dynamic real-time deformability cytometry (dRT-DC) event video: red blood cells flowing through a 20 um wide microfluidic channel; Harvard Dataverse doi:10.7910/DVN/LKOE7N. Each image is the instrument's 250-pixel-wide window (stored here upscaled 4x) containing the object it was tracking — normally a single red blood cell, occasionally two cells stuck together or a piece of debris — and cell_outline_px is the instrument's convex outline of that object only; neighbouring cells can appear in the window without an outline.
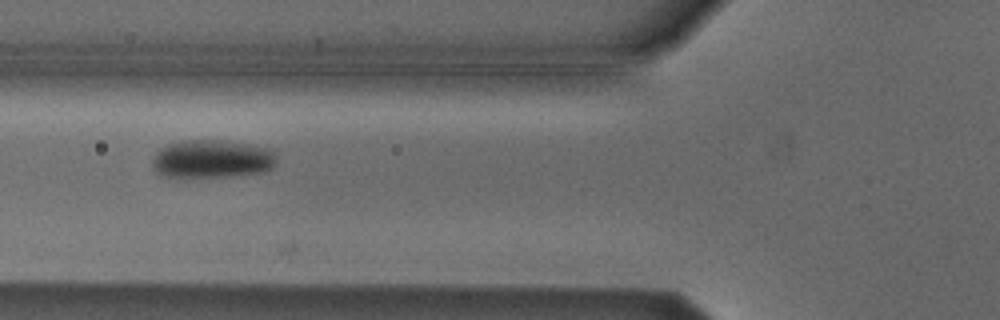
{"species": "Egyptian fruit bat (a non-hibernating species)", "species_latin": "Rousettus aegyptiacus", "temperature_condition": "cold", "stored_images_in_passage": 4, "camera_frame_rate_fps": 3000, "um_per_image_px": 0.085, "animal": {"sex": "male"}, "frame": {"image": 1, "passage_image": 2, "time_ms": 0.333, "image_size_px": [1000, 320], "cell_outline_px": [[276, 164], [272, 168], [260, 172], [220, 176], [160, 176], [152, 168], [152, 160], [156, 152], [160, 148], [168, 144], [184, 140], [220, 140], [248, 144], [272, 148], [276, 156]], "centroid_in_image_um": [18.01, 13.49], "position_along_channel_um": 107.8, "area_um2": 27.51}}
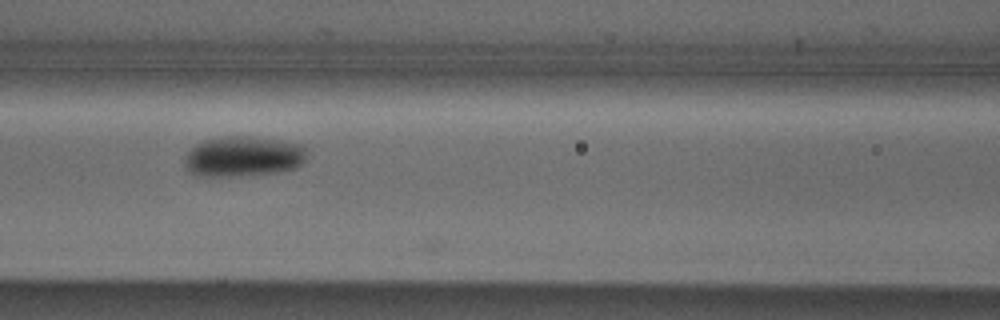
{"frame": {"image": 2, "passage_image": 3, "time_ms": 0.667, "image_size_px": [1000, 320], "cell_outline_px": [[308, 148], [304, 160], [296, 168], [276, 172], [228, 176], [196, 176], [188, 172], [184, 168], [184, 156], [196, 144], [204, 140], [224, 136], [252, 136], [300, 144]], "centroid_in_image_um": [20.63, 13.29], "position_along_channel_um": 146.0, "area_um2": 28.84}}
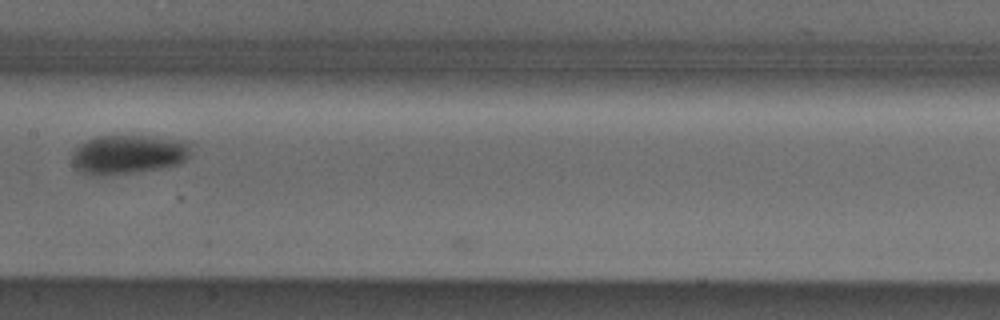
{"frame": {"image": 3, "passage_image": 4, "time_ms": 1.0, "image_size_px": [1000, 320], "cell_outline_px": [[192, 140], [188, 156], [180, 164], [160, 168], [100, 176], [84, 172], [76, 168], [72, 164], [72, 152], [80, 144], [96, 136], [152, 136]], "centroid_in_image_um": [10.95, 13.09], "position_along_channel_um": 196.5, "area_um2": 27.17}}